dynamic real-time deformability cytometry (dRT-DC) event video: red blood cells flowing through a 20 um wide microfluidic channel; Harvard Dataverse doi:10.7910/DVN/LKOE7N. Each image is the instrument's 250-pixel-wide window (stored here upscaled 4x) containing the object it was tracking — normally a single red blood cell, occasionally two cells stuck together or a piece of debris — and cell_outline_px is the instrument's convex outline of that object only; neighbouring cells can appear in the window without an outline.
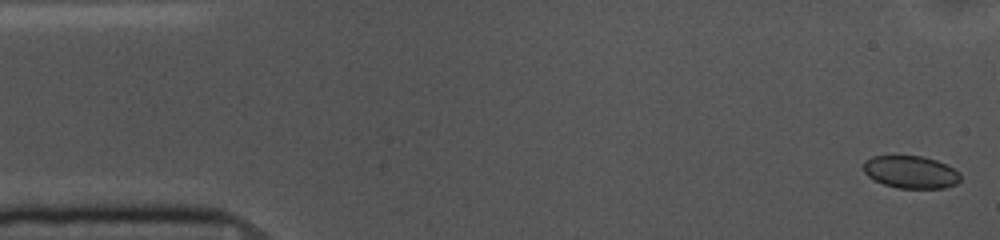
{"species": "common noctule bat (a hibernating species)", "species_latin": "Nyctalus noctula", "temperature_condition": "cold", "stored_images_in_passage": 53, "camera_frame_rate_fps": 3000, "um_per_image_px": 0.085, "animal": {"sex": "female", "body_mass_g": 10.0, "forearm_length_mm": 53.1}, "frame": {"image": 1, "passage_image": 1, "time_ms": 0.0, "image_size_px": [1000, 240], "cell_outline_px": [[960, 180], [956, 184], [944, 188], [896, 188], [884, 184], [868, 176], [864, 172], [864, 160], [872, 156], [924, 156], [936, 160], [960, 172]], "centroid_in_image_um": [77.42, 14.62], "position_along_channel_um": 7.6, "area_um2": 18.32}}
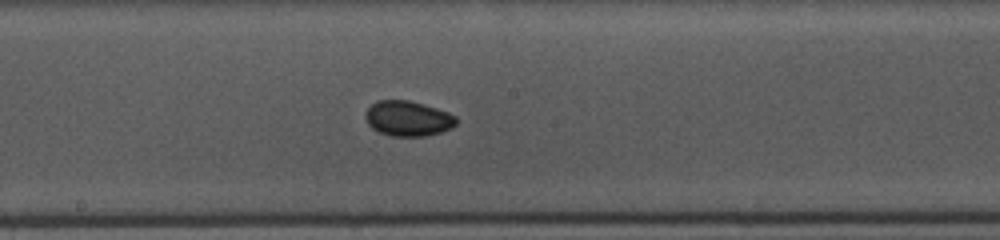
{"frame": {"image": 2, "passage_image": 27, "time_ms": 8.667, "image_size_px": [1000, 240], "cell_outline_px": [[456, 124], [452, 128], [440, 132], [424, 136], [392, 136], [380, 132], [372, 128], [368, 124], [364, 116], [364, 112], [376, 100], [408, 100], [424, 104], [448, 112], [456, 116]], "centroid_in_image_um": [34.66, 10.06], "position_along_channel_um": 213.5, "area_um2": 18.67}}
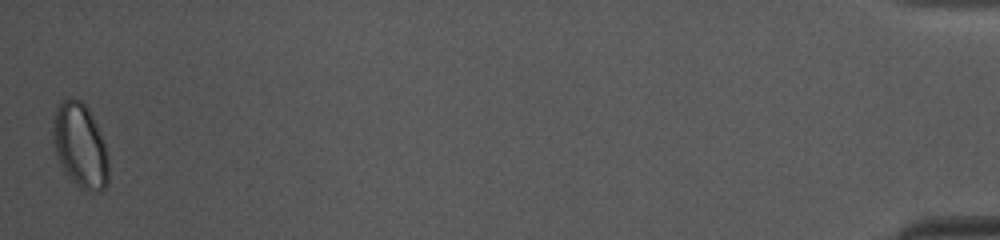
{"frame": {"image": 3, "passage_image": 53, "time_ms": 17.333, "image_size_px": [1000, 240], "cell_outline_px": [[108, 184], [100, 192], [80, 188], [64, 172], [56, 152], [52, 140], [52, 124], [56, 108], [68, 96], [80, 100], [88, 108], [96, 124], [104, 144], [108, 156]], "centroid_in_image_um": [6.8, 12.37], "position_along_channel_um": 428.4, "area_um2": 27.22}, "authors_computed_cell_mechanics": {"area_um2": 18.6694, "velocity_mm_per_s": 3.6356, "shape_relaxation_time_tau1_ms": 3.0788, "shape_relaxation_time_tau2_ms": 6.7606, "deformation_change_tau1": 0.0443, "deformation_change_tau2": 0.0584}}